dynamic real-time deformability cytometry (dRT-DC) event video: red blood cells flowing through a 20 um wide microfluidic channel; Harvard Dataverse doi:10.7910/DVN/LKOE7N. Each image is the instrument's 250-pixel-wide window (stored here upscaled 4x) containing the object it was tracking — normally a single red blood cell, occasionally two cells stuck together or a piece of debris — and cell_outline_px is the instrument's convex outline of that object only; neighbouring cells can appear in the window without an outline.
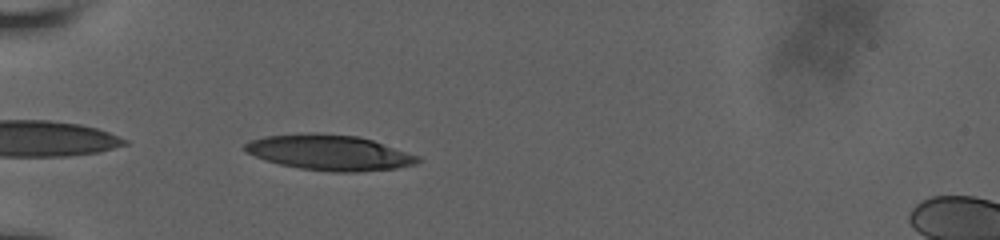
{"species": "human", "species_latin": "Homo sapiens", "temperature_condition": "room temperature", "stored_images_in_passage": 39, "camera_frame_rate_fps": 3000, "um_per_image_px": 0.085, "donor": {"sex": "male"}, "frame": {"image": 1, "passage_image": 2, "time_ms": 0.333, "image_size_px": [1000, 240], "cell_outline_px": [[420, 160], [416, 164], [396, 168], [356, 172], [332, 172], [300, 168], [280, 164], [244, 152], [244, 144], [252, 140], [264, 136], [308, 132], [316, 132], [356, 136], [372, 140], [420, 156]], "centroid_in_image_um": [28.0, 12.96], "position_along_channel_um": 57.0, "area_um2": 35.6}}
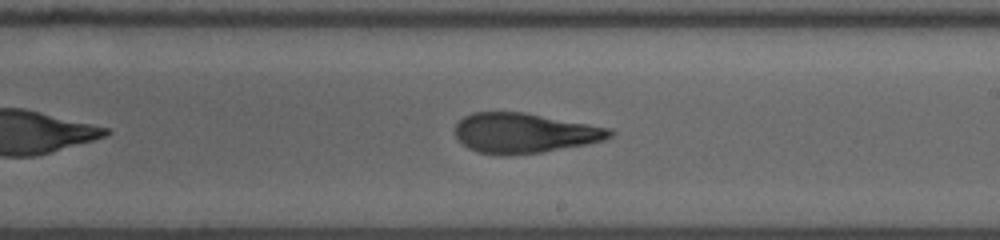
{"frame": {"image": 2, "passage_image": 18, "time_ms": 5.667, "image_size_px": [1000, 240], "cell_outline_px": [[612, 136], [604, 140], [584, 144], [540, 152], [504, 156], [476, 152], [468, 148], [456, 136], [456, 124], [464, 116], [472, 112], [524, 112], [608, 128], [612, 132]], "centroid_in_image_um": [44.51, 11.31], "position_along_channel_um": 244.5, "area_um2": 35.55}}
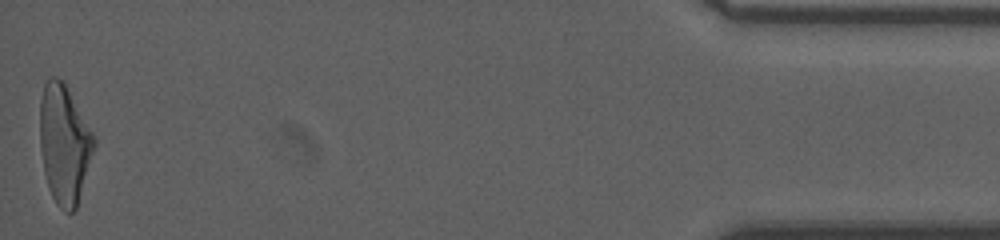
{"frame": {"image": 3, "passage_image": 39, "time_ms": 12.667, "image_size_px": [1000, 240], "cell_outline_px": [[96, 144], [76, 208], [72, 212], [64, 212], [56, 204], [48, 188], [44, 172], [40, 148], [40, 100], [44, 84], [52, 76], [56, 76], [64, 80], [96, 136]], "centroid_in_image_um": [5.47, 12.21], "position_along_channel_um": 429.7, "area_um2": 37.97}, "authors_computed_cell_mechanics": {"area_um2": 36.2406, "velocity_mm_per_s": 3.8264, "shape_relaxation_time_tau1_ms": 9.5879, "shape_relaxation_time_tau2_ms": 1.4548, "deformation_change_tau1": 0.3111, "deformation_change_tau2": 0.0998}}